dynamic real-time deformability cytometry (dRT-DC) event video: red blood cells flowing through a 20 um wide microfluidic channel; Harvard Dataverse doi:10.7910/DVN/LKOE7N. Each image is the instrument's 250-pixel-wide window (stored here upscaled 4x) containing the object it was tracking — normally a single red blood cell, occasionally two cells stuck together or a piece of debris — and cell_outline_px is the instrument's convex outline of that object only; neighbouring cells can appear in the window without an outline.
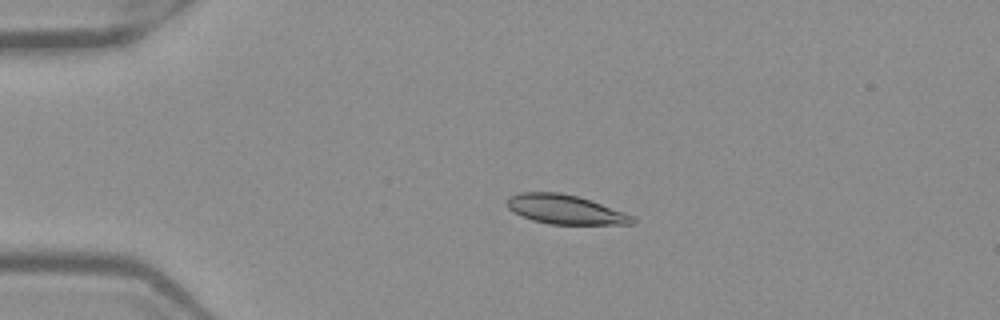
{"species": "Egyptian fruit bat (a non-hibernating species)", "species_latin": "Rousettus aegyptiacus", "temperature_condition": "warm", "stored_images_in_passage": 41, "camera_frame_rate_fps": 3000, "um_per_image_px": 0.085, "frame": {"image": 1, "passage_image": 1, "time_ms": 0.0, "image_size_px": [1000, 320], "cell_outline_px": [[636, 224], [548, 224], [532, 220], [508, 208], [504, 200], [508, 196], [520, 192], [560, 192], [576, 196], [624, 212], [632, 216], [636, 220]], "centroid_in_image_um": [48.0, 17.8], "position_along_channel_um": 37.0, "area_um2": 21.21}}
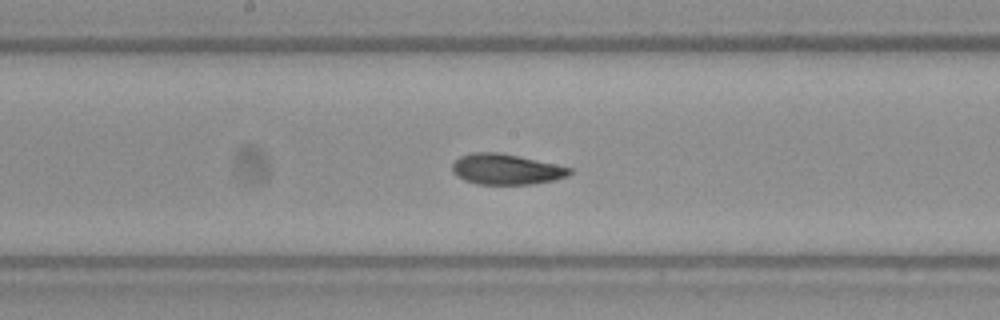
{"frame": {"image": 2, "passage_image": 17, "time_ms": 5.333, "image_size_px": [1000, 320], "cell_outline_px": [[572, 172], [568, 176], [552, 180], [532, 184], [480, 184], [464, 180], [456, 176], [452, 172], [452, 164], [460, 156], [472, 152], [496, 152], [516, 156], [572, 168]], "centroid_in_image_um": [42.97, 14.39], "position_along_channel_um": 205.2, "area_um2": 20.63}}
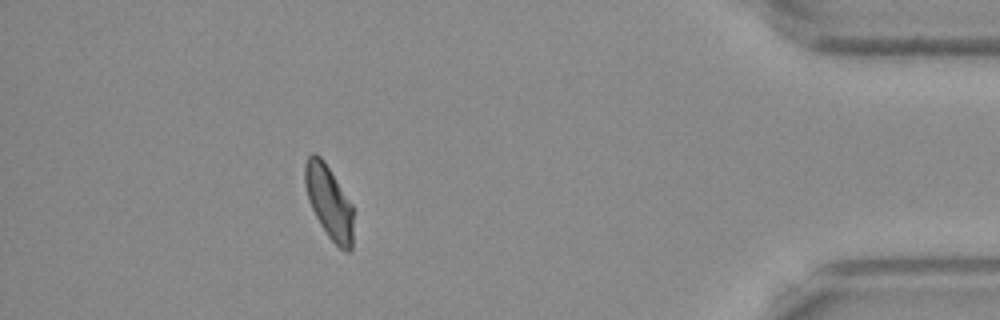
{"frame": {"image": 3, "passage_image": 36, "time_ms": 11.667, "image_size_px": [1000, 320], "cell_outline_px": [[352, 248], [348, 252], [344, 252], [328, 236], [320, 224], [308, 200], [304, 184], [304, 164], [308, 156], [312, 152], [316, 152], [324, 160], [352, 204]], "centroid_in_image_um": [27.94, 17.13], "position_along_channel_um": 407.3, "area_um2": 20.63}, "authors_computed_cell_mechanics": {"area_um2": 21.2126, "velocity_mm_per_s": 3.9399, "shape_relaxation_time_tau1_ms": 3.1782, "shape_relaxation_time_tau2_ms": 1.5401, "deformation_change_tau1": 0.1214, "deformation_change_tau2": 0.0591}}